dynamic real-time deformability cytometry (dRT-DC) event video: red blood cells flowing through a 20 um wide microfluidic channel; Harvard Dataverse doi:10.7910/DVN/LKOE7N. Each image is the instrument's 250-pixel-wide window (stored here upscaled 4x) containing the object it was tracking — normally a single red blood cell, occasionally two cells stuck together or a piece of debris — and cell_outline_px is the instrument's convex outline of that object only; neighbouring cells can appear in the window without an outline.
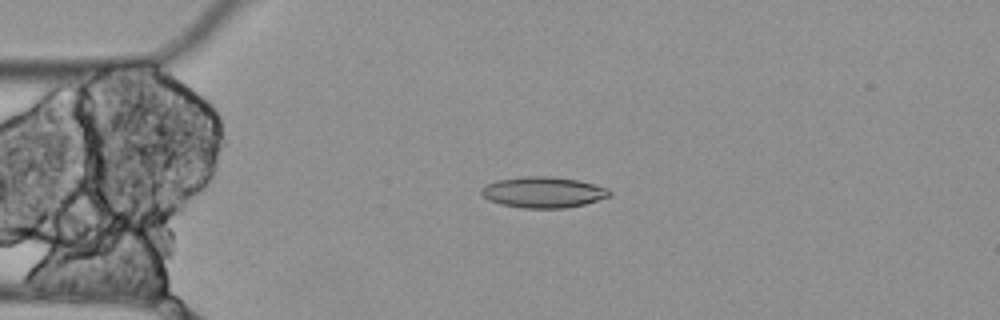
{"species": "Egyptian fruit bat (a non-hibernating species)", "species_latin": "Rousettus aegyptiacus", "temperature_condition": "cold", "stored_images_in_passage": 2, "camera_frame_rate_fps": 3000, "um_per_image_px": 0.085, "animal": {"sex": "female"}, "frame": {"image": 1, "passage_image": 1, "time_ms": 0.0, "image_size_px": [1000, 320], "cell_outline_px": [[612, 196], [584, 204], [564, 208], [520, 208], [500, 204], [488, 200], [480, 192], [480, 188], [496, 180], [524, 176], [552, 176], [576, 180], [596, 184], [608, 188], [612, 192]], "centroid_in_image_um": [46.18, 16.34], "position_along_channel_um": 38.8, "area_um2": 23.29}}